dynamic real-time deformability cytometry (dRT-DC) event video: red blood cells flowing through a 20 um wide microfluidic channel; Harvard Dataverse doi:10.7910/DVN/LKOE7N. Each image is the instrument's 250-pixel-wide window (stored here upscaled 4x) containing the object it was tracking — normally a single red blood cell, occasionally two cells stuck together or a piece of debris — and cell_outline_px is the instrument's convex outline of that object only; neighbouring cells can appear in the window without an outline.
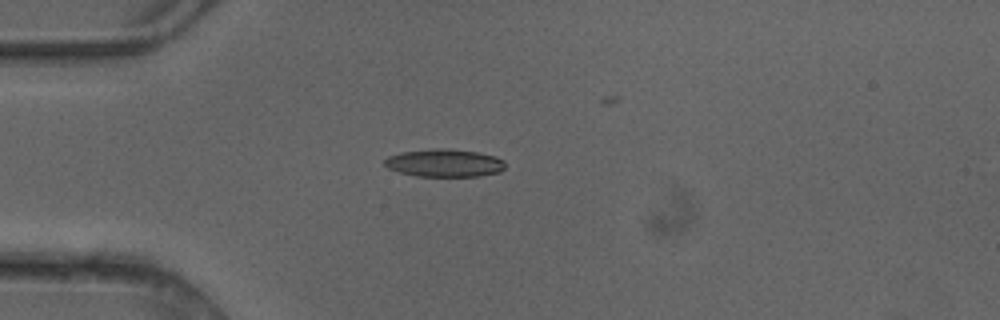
{"species": "common noctule bat (a hibernating species)", "species_latin": "Nyctalus noctula", "temperature_condition": "cold", "stored_images_in_passage": 4, "camera_frame_rate_fps": 3000, "um_per_image_px": 0.085, "animal": {"sex": "female"}, "frame": {"image": 1, "passage_image": 3, "time_ms": 0.667, "image_size_px": [1000, 320], "cell_outline_px": [[504, 168], [500, 172], [480, 176], [416, 176], [400, 172], [388, 168], [384, 164], [384, 160], [388, 156], [400, 152], [436, 148], [448, 148], [476, 152], [496, 156], [504, 160]], "centroid_in_image_um": [37.78, 13.85], "position_along_channel_um": 47.2, "area_um2": 19.59}}